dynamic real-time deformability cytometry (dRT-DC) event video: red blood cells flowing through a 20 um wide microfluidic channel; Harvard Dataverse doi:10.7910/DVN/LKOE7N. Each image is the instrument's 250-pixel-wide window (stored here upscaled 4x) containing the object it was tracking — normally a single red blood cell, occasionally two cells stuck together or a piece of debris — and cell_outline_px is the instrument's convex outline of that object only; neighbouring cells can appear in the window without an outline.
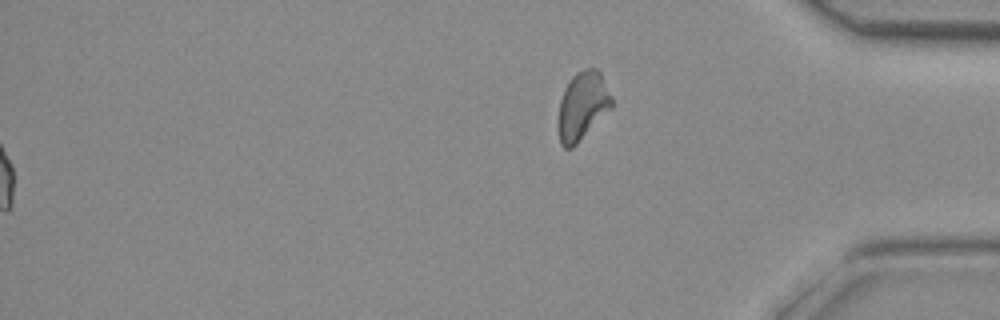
{"species": "common noctule bat (a hibernating species)", "species_latin": "Nyctalus noctula", "temperature_condition": "room temperature", "stored_images_in_passage": 34, "segment_of_instrument_passage": [2, 2], "camera_frame_rate_fps": 3000, "um_per_image_px": 0.085, "animal": {"sex": "female", "body_mass_g": 29.2, "forearm_length_mm": 56.3}, "frame": {"image": 1, "passage_image": 34, "time_ms": 11.0, "image_size_px": [1000, 320], "cell_outline_px": [[612, 108], [572, 148], [564, 148], [560, 144], [556, 124], [560, 100], [572, 76], [576, 72], [584, 68], [596, 68], [600, 72], [612, 96]], "centroid_in_image_um": [49.49, 9.01], "position_along_channel_um": 385.7, "area_um2": 21.39}}